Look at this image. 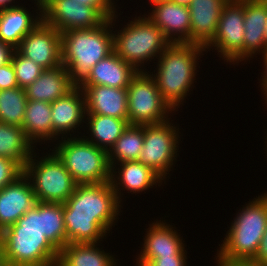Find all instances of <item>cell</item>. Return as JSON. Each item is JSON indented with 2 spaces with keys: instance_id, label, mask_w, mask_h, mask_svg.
I'll use <instances>...</instances> for the list:
<instances>
[{
  "instance_id": "cell-18",
  "label": "cell",
  "mask_w": 267,
  "mask_h": 266,
  "mask_svg": "<svg viewBox=\"0 0 267 266\" xmlns=\"http://www.w3.org/2000/svg\"><path fill=\"white\" fill-rule=\"evenodd\" d=\"M36 203L31 182L24 173L2 188L0 190V232L15 224Z\"/></svg>"
},
{
  "instance_id": "cell-47",
  "label": "cell",
  "mask_w": 267,
  "mask_h": 266,
  "mask_svg": "<svg viewBox=\"0 0 267 266\" xmlns=\"http://www.w3.org/2000/svg\"><path fill=\"white\" fill-rule=\"evenodd\" d=\"M262 97H264L265 103L267 104V92Z\"/></svg>"
},
{
  "instance_id": "cell-27",
  "label": "cell",
  "mask_w": 267,
  "mask_h": 266,
  "mask_svg": "<svg viewBox=\"0 0 267 266\" xmlns=\"http://www.w3.org/2000/svg\"><path fill=\"white\" fill-rule=\"evenodd\" d=\"M86 134L82 135L87 141L107 152L115 144L117 139L128 127V119H118L106 115L86 114L85 119Z\"/></svg>"
},
{
  "instance_id": "cell-34",
  "label": "cell",
  "mask_w": 267,
  "mask_h": 266,
  "mask_svg": "<svg viewBox=\"0 0 267 266\" xmlns=\"http://www.w3.org/2000/svg\"><path fill=\"white\" fill-rule=\"evenodd\" d=\"M187 257L188 256H157L153 260H136L135 266H189Z\"/></svg>"
},
{
  "instance_id": "cell-37",
  "label": "cell",
  "mask_w": 267,
  "mask_h": 266,
  "mask_svg": "<svg viewBox=\"0 0 267 266\" xmlns=\"http://www.w3.org/2000/svg\"><path fill=\"white\" fill-rule=\"evenodd\" d=\"M252 261L256 262L257 264L267 266V227L265 229L263 238L260 241L258 251Z\"/></svg>"
},
{
  "instance_id": "cell-36",
  "label": "cell",
  "mask_w": 267,
  "mask_h": 266,
  "mask_svg": "<svg viewBox=\"0 0 267 266\" xmlns=\"http://www.w3.org/2000/svg\"><path fill=\"white\" fill-rule=\"evenodd\" d=\"M18 87L12 62L0 67V90Z\"/></svg>"
},
{
  "instance_id": "cell-12",
  "label": "cell",
  "mask_w": 267,
  "mask_h": 266,
  "mask_svg": "<svg viewBox=\"0 0 267 266\" xmlns=\"http://www.w3.org/2000/svg\"><path fill=\"white\" fill-rule=\"evenodd\" d=\"M41 14L42 21L60 33L96 28L108 20L96 7L75 0H41Z\"/></svg>"
},
{
  "instance_id": "cell-23",
  "label": "cell",
  "mask_w": 267,
  "mask_h": 266,
  "mask_svg": "<svg viewBox=\"0 0 267 266\" xmlns=\"http://www.w3.org/2000/svg\"><path fill=\"white\" fill-rule=\"evenodd\" d=\"M138 72L113 51L91 68L90 76L82 85L127 88Z\"/></svg>"
},
{
  "instance_id": "cell-21",
  "label": "cell",
  "mask_w": 267,
  "mask_h": 266,
  "mask_svg": "<svg viewBox=\"0 0 267 266\" xmlns=\"http://www.w3.org/2000/svg\"><path fill=\"white\" fill-rule=\"evenodd\" d=\"M267 23V3L262 0H244L243 62L255 55L267 52L265 26Z\"/></svg>"
},
{
  "instance_id": "cell-39",
  "label": "cell",
  "mask_w": 267,
  "mask_h": 266,
  "mask_svg": "<svg viewBox=\"0 0 267 266\" xmlns=\"http://www.w3.org/2000/svg\"><path fill=\"white\" fill-rule=\"evenodd\" d=\"M215 266H263L252 260H215Z\"/></svg>"
},
{
  "instance_id": "cell-16",
  "label": "cell",
  "mask_w": 267,
  "mask_h": 266,
  "mask_svg": "<svg viewBox=\"0 0 267 266\" xmlns=\"http://www.w3.org/2000/svg\"><path fill=\"white\" fill-rule=\"evenodd\" d=\"M110 166V183L121 204L124 201L122 197L125 196L122 192L125 190L128 191L127 193L135 195L140 193L141 195L143 191L146 193L145 191L150 188L153 189L154 186L157 188V185L161 187V185L166 184L150 167L139 161H125Z\"/></svg>"
},
{
  "instance_id": "cell-6",
  "label": "cell",
  "mask_w": 267,
  "mask_h": 266,
  "mask_svg": "<svg viewBox=\"0 0 267 266\" xmlns=\"http://www.w3.org/2000/svg\"><path fill=\"white\" fill-rule=\"evenodd\" d=\"M128 21L124 28L113 29L114 52L137 71H148L145 63L156 60L170 42L145 12Z\"/></svg>"
},
{
  "instance_id": "cell-28",
  "label": "cell",
  "mask_w": 267,
  "mask_h": 266,
  "mask_svg": "<svg viewBox=\"0 0 267 266\" xmlns=\"http://www.w3.org/2000/svg\"><path fill=\"white\" fill-rule=\"evenodd\" d=\"M35 147L22 127L0 123V157L13 159L24 168Z\"/></svg>"
},
{
  "instance_id": "cell-14",
  "label": "cell",
  "mask_w": 267,
  "mask_h": 266,
  "mask_svg": "<svg viewBox=\"0 0 267 266\" xmlns=\"http://www.w3.org/2000/svg\"><path fill=\"white\" fill-rule=\"evenodd\" d=\"M51 115L53 143L57 142L60 137H76V132L80 134V129L85 128L86 119V101L83 90L75 87L64 97L52 102Z\"/></svg>"
},
{
  "instance_id": "cell-10",
  "label": "cell",
  "mask_w": 267,
  "mask_h": 266,
  "mask_svg": "<svg viewBox=\"0 0 267 266\" xmlns=\"http://www.w3.org/2000/svg\"><path fill=\"white\" fill-rule=\"evenodd\" d=\"M172 121L171 118V121L144 125L143 148L138 158L140 163L150 167L165 183L177 162L181 141L179 124L175 126Z\"/></svg>"
},
{
  "instance_id": "cell-32",
  "label": "cell",
  "mask_w": 267,
  "mask_h": 266,
  "mask_svg": "<svg viewBox=\"0 0 267 266\" xmlns=\"http://www.w3.org/2000/svg\"><path fill=\"white\" fill-rule=\"evenodd\" d=\"M11 62L16 74L18 87L23 89L32 84L45 70L31 59L21 55L16 49L13 52Z\"/></svg>"
},
{
  "instance_id": "cell-22",
  "label": "cell",
  "mask_w": 267,
  "mask_h": 266,
  "mask_svg": "<svg viewBox=\"0 0 267 266\" xmlns=\"http://www.w3.org/2000/svg\"><path fill=\"white\" fill-rule=\"evenodd\" d=\"M228 0H193L190 11V43L206 47L215 37L222 9Z\"/></svg>"
},
{
  "instance_id": "cell-44",
  "label": "cell",
  "mask_w": 267,
  "mask_h": 266,
  "mask_svg": "<svg viewBox=\"0 0 267 266\" xmlns=\"http://www.w3.org/2000/svg\"><path fill=\"white\" fill-rule=\"evenodd\" d=\"M150 3H157V2H161V1H169V0H149Z\"/></svg>"
},
{
  "instance_id": "cell-45",
  "label": "cell",
  "mask_w": 267,
  "mask_h": 266,
  "mask_svg": "<svg viewBox=\"0 0 267 266\" xmlns=\"http://www.w3.org/2000/svg\"><path fill=\"white\" fill-rule=\"evenodd\" d=\"M265 41H266V46H267V23H266V26H265Z\"/></svg>"
},
{
  "instance_id": "cell-38",
  "label": "cell",
  "mask_w": 267,
  "mask_h": 266,
  "mask_svg": "<svg viewBox=\"0 0 267 266\" xmlns=\"http://www.w3.org/2000/svg\"><path fill=\"white\" fill-rule=\"evenodd\" d=\"M15 49L0 40V67L11 61Z\"/></svg>"
},
{
  "instance_id": "cell-1",
  "label": "cell",
  "mask_w": 267,
  "mask_h": 266,
  "mask_svg": "<svg viewBox=\"0 0 267 266\" xmlns=\"http://www.w3.org/2000/svg\"><path fill=\"white\" fill-rule=\"evenodd\" d=\"M122 205L110 181L77 184L63 203L67 244L104 242L112 227L117 225Z\"/></svg>"
},
{
  "instance_id": "cell-19",
  "label": "cell",
  "mask_w": 267,
  "mask_h": 266,
  "mask_svg": "<svg viewBox=\"0 0 267 266\" xmlns=\"http://www.w3.org/2000/svg\"><path fill=\"white\" fill-rule=\"evenodd\" d=\"M35 11L24 5L0 9V40L16 49L22 39L42 21L41 0H32ZM34 12H36L34 14Z\"/></svg>"
},
{
  "instance_id": "cell-3",
  "label": "cell",
  "mask_w": 267,
  "mask_h": 266,
  "mask_svg": "<svg viewBox=\"0 0 267 266\" xmlns=\"http://www.w3.org/2000/svg\"><path fill=\"white\" fill-rule=\"evenodd\" d=\"M205 47L193 43H170L154 62L157 68L150 75L154 78L164 101L174 112L183 103L196 81L201 56ZM154 72V73H153ZM156 72V73H155ZM152 73V74H151Z\"/></svg>"
},
{
  "instance_id": "cell-24",
  "label": "cell",
  "mask_w": 267,
  "mask_h": 266,
  "mask_svg": "<svg viewBox=\"0 0 267 266\" xmlns=\"http://www.w3.org/2000/svg\"><path fill=\"white\" fill-rule=\"evenodd\" d=\"M74 88L69 72L60 65L53 69H45L32 84L25 88V91L28 100L52 103Z\"/></svg>"
},
{
  "instance_id": "cell-2",
  "label": "cell",
  "mask_w": 267,
  "mask_h": 266,
  "mask_svg": "<svg viewBox=\"0 0 267 266\" xmlns=\"http://www.w3.org/2000/svg\"><path fill=\"white\" fill-rule=\"evenodd\" d=\"M9 266H56L58 250L45 237L44 203L37 202L15 224L0 232Z\"/></svg>"
},
{
  "instance_id": "cell-40",
  "label": "cell",
  "mask_w": 267,
  "mask_h": 266,
  "mask_svg": "<svg viewBox=\"0 0 267 266\" xmlns=\"http://www.w3.org/2000/svg\"><path fill=\"white\" fill-rule=\"evenodd\" d=\"M263 59V70H262V73H261V77L262 79H258L260 82L258 83H261L259 85L260 86V89H261V93H263L262 95H264L266 92H267V52L265 54L262 55L261 57Z\"/></svg>"
},
{
  "instance_id": "cell-29",
  "label": "cell",
  "mask_w": 267,
  "mask_h": 266,
  "mask_svg": "<svg viewBox=\"0 0 267 266\" xmlns=\"http://www.w3.org/2000/svg\"><path fill=\"white\" fill-rule=\"evenodd\" d=\"M144 142V125H128L108 151L110 165L138 161Z\"/></svg>"
},
{
  "instance_id": "cell-7",
  "label": "cell",
  "mask_w": 267,
  "mask_h": 266,
  "mask_svg": "<svg viewBox=\"0 0 267 266\" xmlns=\"http://www.w3.org/2000/svg\"><path fill=\"white\" fill-rule=\"evenodd\" d=\"M80 135L60 138L49 150L62 161L77 184L109 182L111 166L108 152Z\"/></svg>"
},
{
  "instance_id": "cell-5",
  "label": "cell",
  "mask_w": 267,
  "mask_h": 266,
  "mask_svg": "<svg viewBox=\"0 0 267 266\" xmlns=\"http://www.w3.org/2000/svg\"><path fill=\"white\" fill-rule=\"evenodd\" d=\"M245 206V207H244ZM267 227V193L239 208L214 260H252Z\"/></svg>"
},
{
  "instance_id": "cell-42",
  "label": "cell",
  "mask_w": 267,
  "mask_h": 266,
  "mask_svg": "<svg viewBox=\"0 0 267 266\" xmlns=\"http://www.w3.org/2000/svg\"><path fill=\"white\" fill-rule=\"evenodd\" d=\"M0 266H9L7 258L5 257V253L1 246H0Z\"/></svg>"
},
{
  "instance_id": "cell-30",
  "label": "cell",
  "mask_w": 267,
  "mask_h": 266,
  "mask_svg": "<svg viewBox=\"0 0 267 266\" xmlns=\"http://www.w3.org/2000/svg\"><path fill=\"white\" fill-rule=\"evenodd\" d=\"M27 102L23 88L0 90V123L22 127Z\"/></svg>"
},
{
  "instance_id": "cell-20",
  "label": "cell",
  "mask_w": 267,
  "mask_h": 266,
  "mask_svg": "<svg viewBox=\"0 0 267 266\" xmlns=\"http://www.w3.org/2000/svg\"><path fill=\"white\" fill-rule=\"evenodd\" d=\"M86 101V114H99L128 119L127 88L81 85Z\"/></svg>"
},
{
  "instance_id": "cell-46",
  "label": "cell",
  "mask_w": 267,
  "mask_h": 266,
  "mask_svg": "<svg viewBox=\"0 0 267 266\" xmlns=\"http://www.w3.org/2000/svg\"><path fill=\"white\" fill-rule=\"evenodd\" d=\"M265 130H266V132H267V129H265ZM266 135H267V134H266ZM265 137H266V138H265L266 141H265L264 143H266V145H265V146H266V147H265V151H266V154H267V136H265ZM266 160H267V159H266ZM265 192L267 193V191H265Z\"/></svg>"
},
{
  "instance_id": "cell-8",
  "label": "cell",
  "mask_w": 267,
  "mask_h": 266,
  "mask_svg": "<svg viewBox=\"0 0 267 266\" xmlns=\"http://www.w3.org/2000/svg\"><path fill=\"white\" fill-rule=\"evenodd\" d=\"M50 151L39 157L35 150L23 173L31 182L37 202L63 204L73 194L77 183L57 155Z\"/></svg>"
},
{
  "instance_id": "cell-31",
  "label": "cell",
  "mask_w": 267,
  "mask_h": 266,
  "mask_svg": "<svg viewBox=\"0 0 267 266\" xmlns=\"http://www.w3.org/2000/svg\"><path fill=\"white\" fill-rule=\"evenodd\" d=\"M44 224L46 239L58 251L67 245L62 203H44Z\"/></svg>"
},
{
  "instance_id": "cell-13",
  "label": "cell",
  "mask_w": 267,
  "mask_h": 266,
  "mask_svg": "<svg viewBox=\"0 0 267 266\" xmlns=\"http://www.w3.org/2000/svg\"><path fill=\"white\" fill-rule=\"evenodd\" d=\"M16 50L44 69L62 65L61 33L43 21L22 39Z\"/></svg>"
},
{
  "instance_id": "cell-9",
  "label": "cell",
  "mask_w": 267,
  "mask_h": 266,
  "mask_svg": "<svg viewBox=\"0 0 267 266\" xmlns=\"http://www.w3.org/2000/svg\"><path fill=\"white\" fill-rule=\"evenodd\" d=\"M127 95L129 125L158 124L176 114L162 98L149 71H139L132 78Z\"/></svg>"
},
{
  "instance_id": "cell-35",
  "label": "cell",
  "mask_w": 267,
  "mask_h": 266,
  "mask_svg": "<svg viewBox=\"0 0 267 266\" xmlns=\"http://www.w3.org/2000/svg\"><path fill=\"white\" fill-rule=\"evenodd\" d=\"M80 4L96 7L107 19H110L118 11L117 2L114 0H75ZM117 7V8H116Z\"/></svg>"
},
{
  "instance_id": "cell-33",
  "label": "cell",
  "mask_w": 267,
  "mask_h": 266,
  "mask_svg": "<svg viewBox=\"0 0 267 266\" xmlns=\"http://www.w3.org/2000/svg\"><path fill=\"white\" fill-rule=\"evenodd\" d=\"M23 174V168L13 159L0 157V190Z\"/></svg>"
},
{
  "instance_id": "cell-26",
  "label": "cell",
  "mask_w": 267,
  "mask_h": 266,
  "mask_svg": "<svg viewBox=\"0 0 267 266\" xmlns=\"http://www.w3.org/2000/svg\"><path fill=\"white\" fill-rule=\"evenodd\" d=\"M22 129L34 145L48 143L49 147V143H52L51 103L28 100Z\"/></svg>"
},
{
  "instance_id": "cell-43",
  "label": "cell",
  "mask_w": 267,
  "mask_h": 266,
  "mask_svg": "<svg viewBox=\"0 0 267 266\" xmlns=\"http://www.w3.org/2000/svg\"><path fill=\"white\" fill-rule=\"evenodd\" d=\"M172 1L175 2L176 4L189 6V4H190L193 0H172Z\"/></svg>"
},
{
  "instance_id": "cell-25",
  "label": "cell",
  "mask_w": 267,
  "mask_h": 266,
  "mask_svg": "<svg viewBox=\"0 0 267 266\" xmlns=\"http://www.w3.org/2000/svg\"><path fill=\"white\" fill-rule=\"evenodd\" d=\"M101 244L68 243L59 250L56 266H118L114 254L99 248Z\"/></svg>"
},
{
  "instance_id": "cell-41",
  "label": "cell",
  "mask_w": 267,
  "mask_h": 266,
  "mask_svg": "<svg viewBox=\"0 0 267 266\" xmlns=\"http://www.w3.org/2000/svg\"><path fill=\"white\" fill-rule=\"evenodd\" d=\"M16 4H20V3H18L17 0H0V9L13 7V6H16Z\"/></svg>"
},
{
  "instance_id": "cell-17",
  "label": "cell",
  "mask_w": 267,
  "mask_h": 266,
  "mask_svg": "<svg viewBox=\"0 0 267 266\" xmlns=\"http://www.w3.org/2000/svg\"><path fill=\"white\" fill-rule=\"evenodd\" d=\"M152 10L145 14L163 32L170 43H190V11L172 0L150 3Z\"/></svg>"
},
{
  "instance_id": "cell-11",
  "label": "cell",
  "mask_w": 267,
  "mask_h": 266,
  "mask_svg": "<svg viewBox=\"0 0 267 266\" xmlns=\"http://www.w3.org/2000/svg\"><path fill=\"white\" fill-rule=\"evenodd\" d=\"M244 0H228L217 24L214 39L205 47L207 53L216 50L227 64L243 61Z\"/></svg>"
},
{
  "instance_id": "cell-4",
  "label": "cell",
  "mask_w": 267,
  "mask_h": 266,
  "mask_svg": "<svg viewBox=\"0 0 267 266\" xmlns=\"http://www.w3.org/2000/svg\"><path fill=\"white\" fill-rule=\"evenodd\" d=\"M119 15L117 12L96 28L61 33L62 65L75 87H80L88 79L91 68L97 62L114 51L112 29L117 28Z\"/></svg>"
},
{
  "instance_id": "cell-15",
  "label": "cell",
  "mask_w": 267,
  "mask_h": 266,
  "mask_svg": "<svg viewBox=\"0 0 267 266\" xmlns=\"http://www.w3.org/2000/svg\"><path fill=\"white\" fill-rule=\"evenodd\" d=\"M171 224V225H170ZM156 219L145 230L142 247L135 260H153L157 256H187L185 241L172 223ZM176 229V230H175Z\"/></svg>"
}]
</instances>
